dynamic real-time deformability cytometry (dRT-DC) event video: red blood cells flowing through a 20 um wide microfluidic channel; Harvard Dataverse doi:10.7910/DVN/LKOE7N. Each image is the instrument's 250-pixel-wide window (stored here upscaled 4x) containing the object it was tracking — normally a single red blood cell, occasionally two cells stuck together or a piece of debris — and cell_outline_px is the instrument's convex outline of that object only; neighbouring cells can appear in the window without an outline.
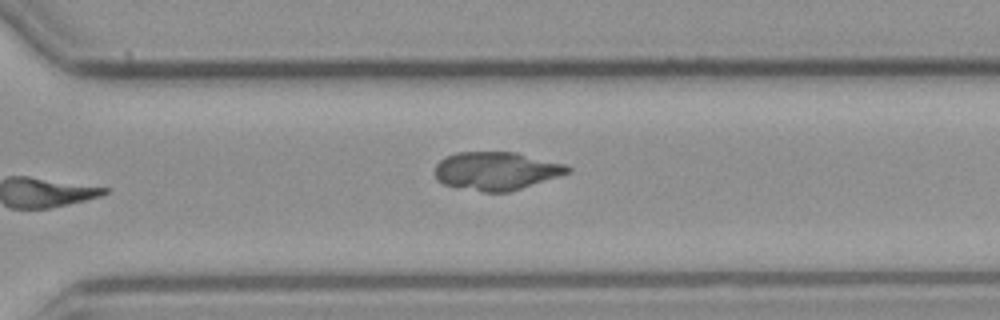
{"species": "common noctule bat (a hibernating species)", "species_latin": "Nyctalus noctula", "temperature_condition": "cold", "stored_images_in_passage": 10, "camera_frame_rate_fps": 3000, "um_per_image_px": 0.085, "animal": {"sex": "male", "body_mass_g": 23.1, "forearm_length_mm": 52.7}, "frame": {"image": 1, "passage_image": 9, "time_ms": 10.333, "image_size_px": [1000, 320], "cell_outline_px": [[572, 168], [568, 172], [508, 192], [484, 192], [444, 184], [436, 176], [436, 164], [444, 156], [456, 152], [516, 152], [564, 164]], "centroid_in_image_um": [42.14, 14.51], "position_along_channel_um": 328.5, "area_um2": 28.96}}